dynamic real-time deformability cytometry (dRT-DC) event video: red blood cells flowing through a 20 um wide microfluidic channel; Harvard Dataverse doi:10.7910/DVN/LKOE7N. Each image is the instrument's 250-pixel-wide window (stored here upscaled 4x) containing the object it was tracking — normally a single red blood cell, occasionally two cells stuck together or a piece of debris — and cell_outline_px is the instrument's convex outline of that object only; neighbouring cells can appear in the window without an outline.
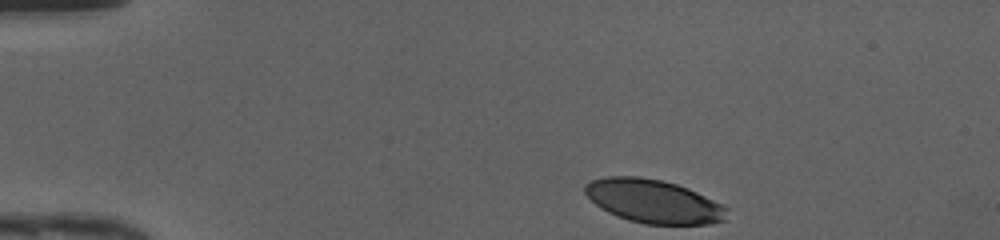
{"species": "human", "species_latin": "Homo sapiens", "temperature_condition": "cold", "stored_images_in_passage": 37, "camera_frame_rate_fps": 3000, "um_per_image_px": 0.085, "donor": {"sex": "female"}, "frame": {"image": 1, "passage_image": 1, "time_ms": 0.0, "image_size_px": [1000, 240], "cell_outline_px": [[728, 220], [712, 224], [644, 224], [628, 220], [608, 212], [596, 204], [584, 192], [584, 184], [592, 180], [604, 176], [640, 176], [660, 180], [676, 184], [688, 188], [728, 208]], "centroid_in_image_um": [55.56, 17.11], "position_along_channel_um": 29.4, "area_um2": 35.95}}
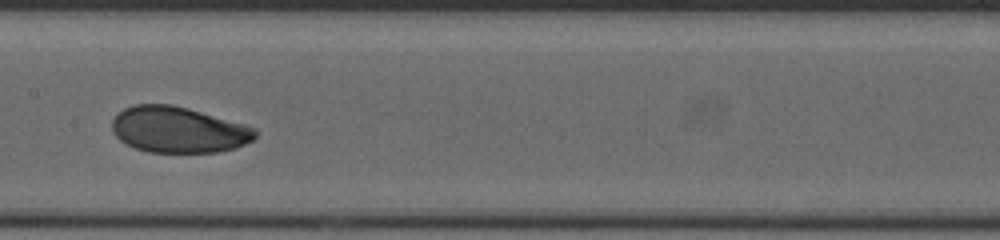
{"frame": {"image": 2, "passage_image": 18, "time_ms": 5.667, "image_size_px": [1000, 240], "cell_outline_px": [[256, 136], [252, 140], [236, 148], [220, 152], [148, 152], [136, 148], [120, 140], [112, 132], [112, 120], [124, 108], [132, 104], [172, 104], [188, 108], [244, 124], [256, 128]], "centroid_in_image_um": [15.16, 11.02], "position_along_channel_um": 192.2, "area_um2": 38.38}}
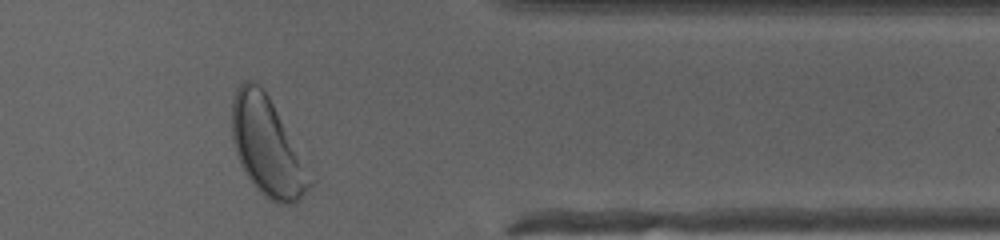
{"frame": {"image": 3, "passage_image": 33, "time_ms": 10.667, "image_size_px": [1000, 240], "cell_outline_px": [[316, 180], [300, 200], [292, 204], [276, 204], [268, 200], [252, 184], [240, 164], [232, 140], [232, 100], [236, 88], [244, 80], [252, 80], [268, 96]], "centroid_in_image_um": [22.73, 12.54], "position_along_channel_um": 388.7, "area_um2": 44.74}, "authors_computed_cell_mechanics": {"area_um2": 38.2058, "velocity_mm_per_s": 4.19, "shape_relaxation_time_tau1_ms": 2.7139, "shape_relaxation_time_tau2_ms": null, "deformation_change_tau1": 0.1255, "deformation_change_tau2": null}}